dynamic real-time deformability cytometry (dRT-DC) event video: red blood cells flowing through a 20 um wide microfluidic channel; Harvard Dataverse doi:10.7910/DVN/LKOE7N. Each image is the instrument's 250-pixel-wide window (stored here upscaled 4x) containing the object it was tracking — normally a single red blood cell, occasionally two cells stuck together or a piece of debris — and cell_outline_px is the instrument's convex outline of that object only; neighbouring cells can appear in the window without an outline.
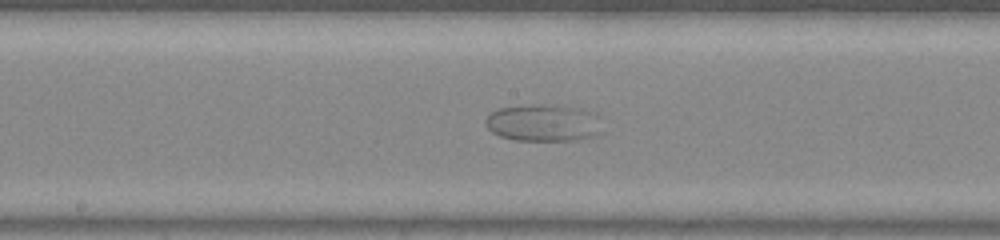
{"species": "common noctule bat (a hibernating species)", "species_latin": "Nyctalus noctula", "temperature_condition": "warm", "stored_images_in_passage": 32, "camera_frame_rate_fps": 3000, "um_per_image_px": 0.085, "animal": {"sex": "male", "body_mass_g": 20.0, "forearm_length_mm": 53.3}, "frame": {"image": 1, "passage_image": 11, "time_ms": 3.333, "image_size_px": [1000, 240], "cell_outline_px": [[600, 132], [592, 136], [576, 140], [516, 140], [500, 136], [492, 132], [484, 124], [488, 116], [492, 112], [500, 108], [528, 104], [544, 104], [576, 108], [592, 112], [596, 116]], "centroid_in_image_um": [46.12, 10.44], "position_along_channel_um": 202.1, "area_um2": 24.8}}
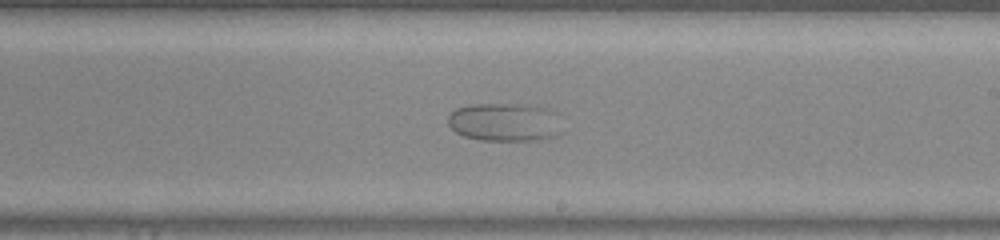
{"frame": {"image": 2, "passage_image": 14, "time_ms": 4.333, "image_size_px": [1000, 240], "cell_outline_px": [[552, 136], [532, 140], [480, 140], [464, 136], [456, 132], [448, 124], [448, 116], [456, 108], [468, 104], [520, 104], [540, 108]], "centroid_in_image_um": [42.45, 10.38], "position_along_channel_um": 246.5, "area_um2": 23.0}}
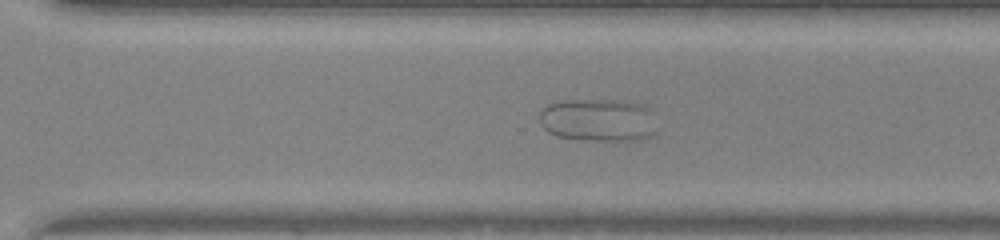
{"frame": {"image": 3, "passage_image": 19, "time_ms": 6.0, "image_size_px": [1000, 240], "cell_outline_px": [[656, 132], [640, 140], [592, 140], [556, 136], [548, 132], [540, 124], [540, 108], [548, 104], [564, 100], [624, 100], [640, 104], [648, 108]], "centroid_in_image_um": [50.79, 10.19], "position_along_channel_um": 319.8, "area_um2": 29.19}}